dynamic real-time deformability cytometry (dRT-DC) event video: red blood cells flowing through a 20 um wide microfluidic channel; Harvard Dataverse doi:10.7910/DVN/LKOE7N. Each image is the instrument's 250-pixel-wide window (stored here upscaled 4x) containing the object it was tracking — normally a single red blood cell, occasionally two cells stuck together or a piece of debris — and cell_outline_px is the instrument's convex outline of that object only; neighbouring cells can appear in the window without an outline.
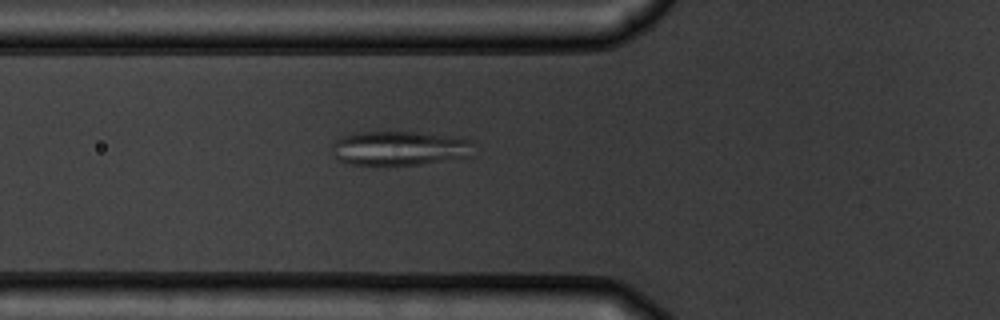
{"species": "common noctule bat (a hibernating species)", "species_latin": "Nyctalus noctula", "temperature_condition": "warm", "stored_images_in_passage": 2, "camera_frame_rate_fps": 3000, "um_per_image_px": 0.085, "animal": {"sex": "male", "body_mass_g": 19.5, "forearm_length_mm": 54.6}, "frame": {"image": 1, "passage_image": 2, "time_ms": 1.0, "image_size_px": [1000, 320], "cell_outline_px": [[472, 156], [420, 164], [352, 164], [340, 160], [336, 156], [332, 144], [336, 140], [344, 136], [360, 132], [416, 132], [468, 140]], "centroid_in_image_um": [33.92, 12.6], "position_along_channel_um": 91.9, "area_um2": 27.28}}